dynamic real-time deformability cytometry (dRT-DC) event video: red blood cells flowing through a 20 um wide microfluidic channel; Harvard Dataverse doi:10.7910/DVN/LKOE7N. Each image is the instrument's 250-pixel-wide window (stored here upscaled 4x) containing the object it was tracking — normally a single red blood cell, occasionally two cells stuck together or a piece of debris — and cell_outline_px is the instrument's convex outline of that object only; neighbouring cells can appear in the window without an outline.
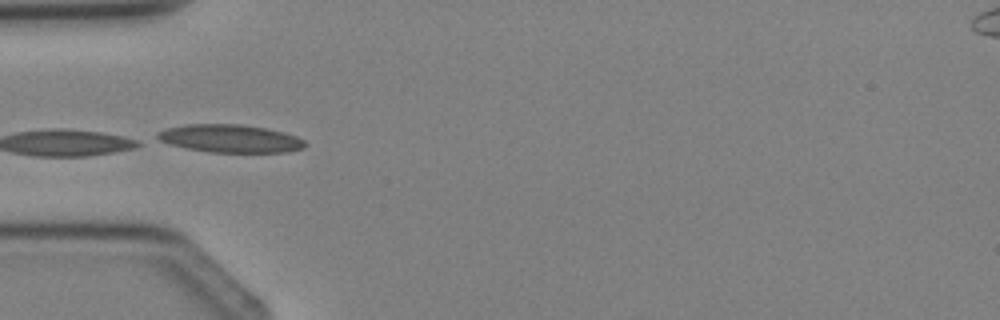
{"species": "Egyptian fruit bat (a non-hibernating species)", "species_latin": "Rousettus aegyptiacus", "temperature_condition": "cold", "stored_images_in_passage": 3, "camera_frame_rate_fps": 3000, "um_per_image_px": 0.085, "animal": {"sex": "female"}, "frame": {"image": 1, "passage_image": 3, "time_ms": 2.333, "image_size_px": [1000, 320], "cell_outline_px": [[308, 144], [304, 148], [288, 152], [208, 152], [168, 144], [160, 140], [156, 136], [156, 132], [168, 128], [184, 124], [240, 124], [264, 128], [284, 132], [296, 136], [304, 140]], "centroid_in_image_um": [19.58, 11.77], "position_along_channel_um": 65.4, "area_um2": 24.04}}